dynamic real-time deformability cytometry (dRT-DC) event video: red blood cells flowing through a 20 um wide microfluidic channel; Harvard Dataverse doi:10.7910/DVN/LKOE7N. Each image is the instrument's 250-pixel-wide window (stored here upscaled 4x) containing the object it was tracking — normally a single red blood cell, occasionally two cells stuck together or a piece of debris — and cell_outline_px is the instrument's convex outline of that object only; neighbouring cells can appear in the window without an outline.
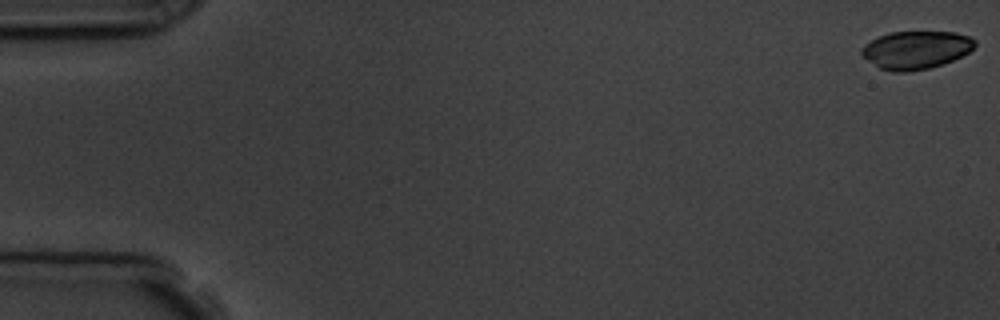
{"species": "common noctule bat (a hibernating species)", "species_latin": "Nyctalus noctula", "temperature_condition": "room temperature", "stored_images_in_passage": 5, "camera_frame_rate_fps": 3000, "um_per_image_px": 0.085, "animal": {"sex": "male", "body_mass_g": 19.5, "forearm_length_mm": 54.6}, "frame": {"image": 1, "passage_image": 1, "time_ms": 0.0, "image_size_px": [1000, 320], "cell_outline_px": [[976, 44], [968, 52], [944, 64], [928, 68], [904, 72], [892, 72], [880, 68], [868, 60], [860, 52], [860, 48], [864, 44], [880, 36], [892, 32], [956, 32], [968, 36], [976, 40]], "centroid_in_image_um": [77.85, 4.24], "position_along_channel_um": 7.1, "area_um2": 24.85}}
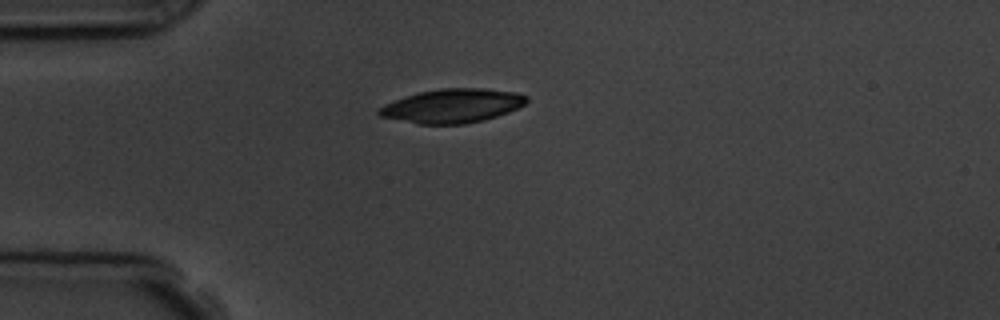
{"frame": {"image": 2, "passage_image": 5, "time_ms": 4.667, "image_size_px": [1000, 320], "cell_outline_px": [[528, 100], [524, 104], [508, 112], [484, 120], [464, 124], [416, 124], [380, 116], [376, 112], [384, 104], [404, 96], [420, 92], [440, 88], [484, 88], [516, 92], [528, 96]], "centroid_in_image_um": [38.44, 8.99], "position_along_channel_um": 46.6, "area_um2": 29.19}}